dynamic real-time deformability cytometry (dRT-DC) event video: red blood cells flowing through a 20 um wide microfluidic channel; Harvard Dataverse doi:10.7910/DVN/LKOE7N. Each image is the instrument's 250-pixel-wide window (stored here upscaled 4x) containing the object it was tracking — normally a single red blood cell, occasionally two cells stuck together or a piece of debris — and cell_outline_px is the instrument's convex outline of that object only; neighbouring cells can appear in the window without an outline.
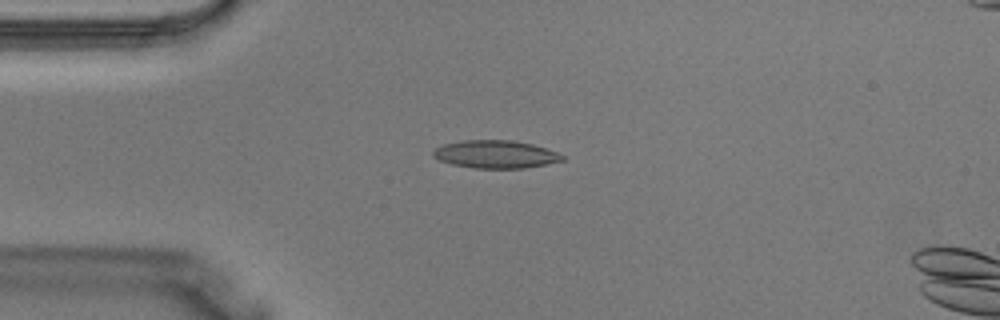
{"species": "Egyptian fruit bat (a non-hibernating species)", "species_latin": "Rousettus aegyptiacus", "temperature_condition": "warm", "stored_images_in_passage": 4, "camera_frame_rate_fps": 3000, "um_per_image_px": 0.085, "animal": {"sex": "male"}, "frame": {"image": 1, "passage_image": 3, "time_ms": 0.667, "image_size_px": [1000, 320], "cell_outline_px": [[564, 160], [548, 164], [524, 168], [472, 168], [452, 164], [440, 160], [432, 156], [432, 152], [436, 148], [444, 144], [460, 140], [512, 140], [532, 144], [556, 152], [564, 156]], "centroid_in_image_um": [42.1, 13.11], "position_along_channel_um": 42.9, "area_um2": 20.92}}